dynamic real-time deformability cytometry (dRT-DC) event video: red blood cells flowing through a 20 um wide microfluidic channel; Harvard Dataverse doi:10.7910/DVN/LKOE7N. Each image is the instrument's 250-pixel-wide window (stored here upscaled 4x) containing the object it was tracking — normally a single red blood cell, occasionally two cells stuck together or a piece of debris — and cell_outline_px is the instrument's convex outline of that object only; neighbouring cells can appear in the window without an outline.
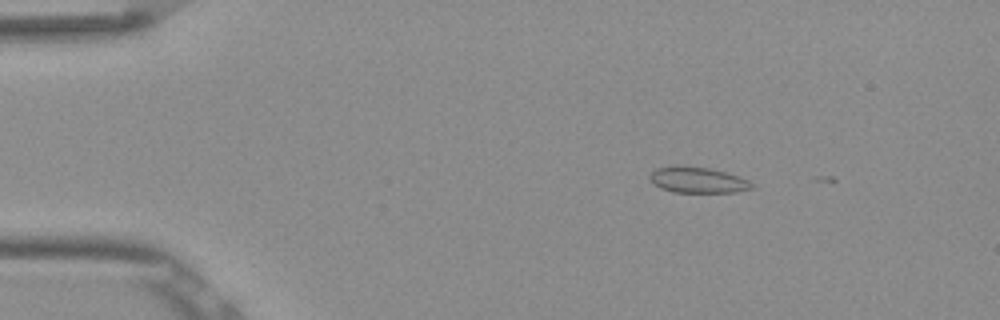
{"species": "Egyptian fruit bat (a non-hibernating species)", "species_latin": "Rousettus aegyptiacus", "temperature_condition": "room temperature", "stored_images_in_passage": 7, "camera_frame_rate_fps": 3000, "um_per_image_px": 0.085, "frame": {"image": 1, "passage_image": 3, "time_ms": 0.667, "image_size_px": [1000, 320], "cell_outline_px": [[752, 188], [736, 192], [672, 192], [660, 188], [652, 184], [648, 176], [656, 168], [676, 164], [680, 164], [708, 168], [728, 172], [748, 180], [752, 184]], "centroid_in_image_um": [59.24, 15.28], "position_along_channel_um": 25.8, "area_um2": 15.66}}